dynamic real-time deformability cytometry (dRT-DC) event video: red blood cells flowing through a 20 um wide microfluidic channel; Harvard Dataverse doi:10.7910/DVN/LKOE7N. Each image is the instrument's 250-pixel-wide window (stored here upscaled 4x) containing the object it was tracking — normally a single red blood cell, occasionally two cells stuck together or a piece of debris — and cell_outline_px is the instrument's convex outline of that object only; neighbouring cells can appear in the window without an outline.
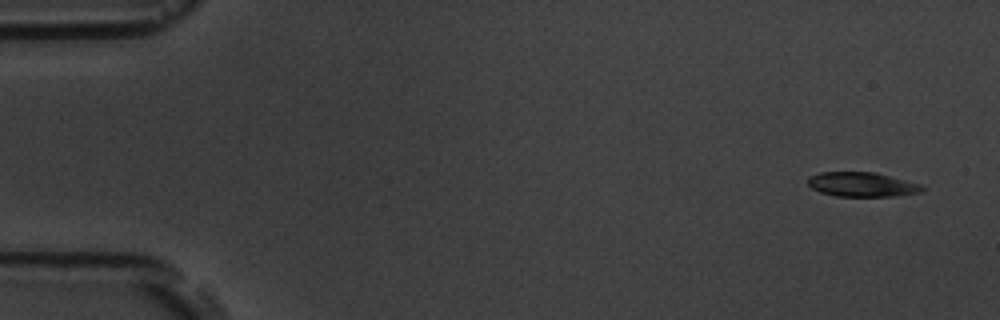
{"species": "common noctule bat (a hibernating species)", "species_latin": "Nyctalus noctula", "temperature_condition": "room temperature", "stored_images_in_passage": 6, "camera_frame_rate_fps": 3000, "um_per_image_px": 0.085, "animal": {"sex": "male", "body_mass_g": 19.5, "forearm_length_mm": 54.6}, "frame": {"image": 1, "passage_image": 1, "time_ms": 0.0, "image_size_px": [1000, 320], "cell_outline_px": [[924, 188], [920, 192], [896, 196], [836, 196], [820, 192], [812, 188], [808, 184], [808, 176], [820, 172], [876, 172], [920, 184]], "centroid_in_image_um": [73.24, 15.67], "position_along_channel_um": 11.8, "area_um2": 16.24}}